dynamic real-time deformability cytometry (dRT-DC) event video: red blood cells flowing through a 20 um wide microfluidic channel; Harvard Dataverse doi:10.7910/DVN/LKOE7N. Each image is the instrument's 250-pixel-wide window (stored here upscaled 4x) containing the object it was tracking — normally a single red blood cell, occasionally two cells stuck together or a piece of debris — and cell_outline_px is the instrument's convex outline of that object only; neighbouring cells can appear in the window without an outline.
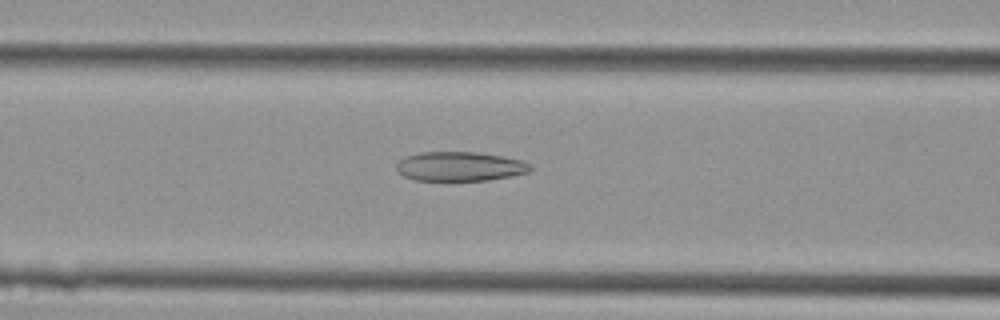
{"species": "Egyptian fruit bat (a non-hibernating species)", "species_latin": "Rousettus aegyptiacus", "temperature_condition": "cold", "stored_images_in_passage": 44, "camera_frame_rate_fps": 3000, "um_per_image_px": 0.085, "animal": {"sex": "female"}, "frame": {"image": 1, "passage_image": 18, "time_ms": 5.667, "image_size_px": [1000, 320], "cell_outline_px": [[532, 168], [528, 172], [512, 176], [488, 180], [416, 180], [404, 176], [396, 168], [396, 164], [404, 156], [420, 152], [476, 152], [500, 156], [520, 160], [528, 164]], "centroid_in_image_um": [39.06, 14.14], "position_along_channel_um": 127.5, "area_um2": 22.66}}
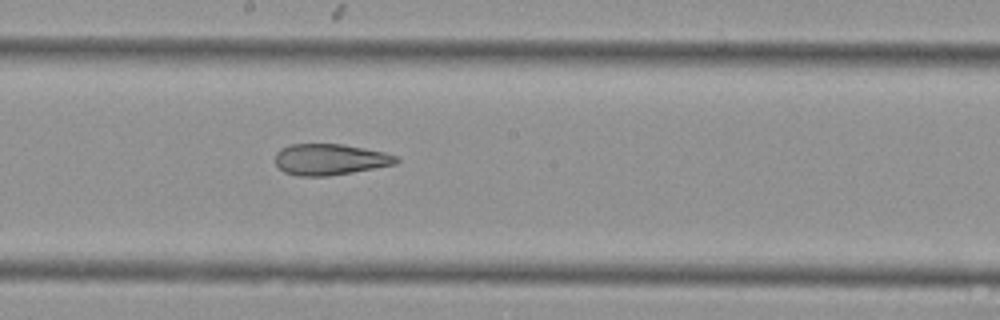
{"frame": {"image": 2, "passage_image": 24, "time_ms": 7.667, "image_size_px": [1000, 320], "cell_outline_px": [[400, 160], [396, 164], [352, 172], [328, 176], [296, 176], [284, 172], [276, 164], [276, 152], [280, 148], [288, 144], [344, 144], [384, 152], [396, 156]], "centroid_in_image_um": [28.03, 13.55], "position_along_channel_um": 220.2, "area_um2": 22.02}}
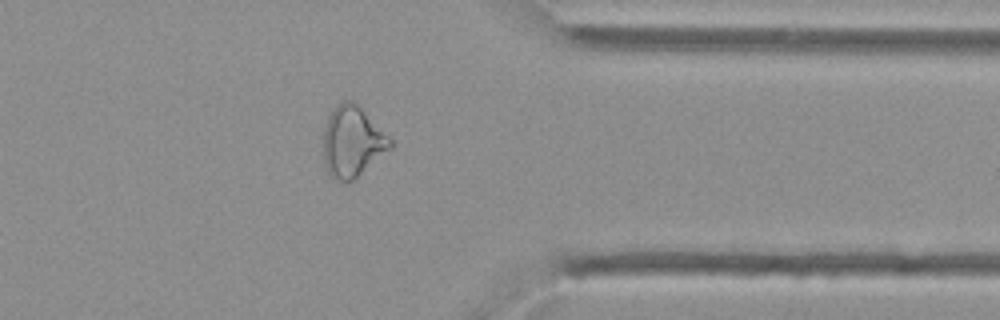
{"frame": {"image": 3, "passage_image": 35, "time_ms": 11.333, "image_size_px": [1000, 320], "cell_outline_px": [[392, 148], [352, 180], [336, 180], [328, 176], [324, 164], [324, 128], [328, 116], [336, 104], [344, 100], [356, 100], [392, 140]], "centroid_in_image_um": [29.94, 12.0], "position_along_channel_um": 381.5, "area_um2": 27.74}}